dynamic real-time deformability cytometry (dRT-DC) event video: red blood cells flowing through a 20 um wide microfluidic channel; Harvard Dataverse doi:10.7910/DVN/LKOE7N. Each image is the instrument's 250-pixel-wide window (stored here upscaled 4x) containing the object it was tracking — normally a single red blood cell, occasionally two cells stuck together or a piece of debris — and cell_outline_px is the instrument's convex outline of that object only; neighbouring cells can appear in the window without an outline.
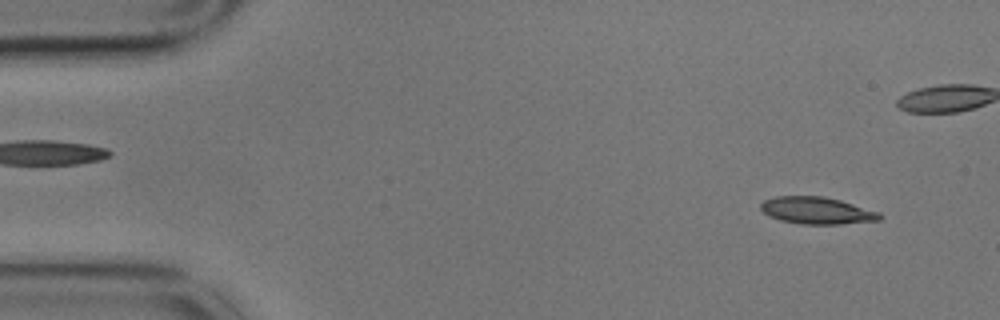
{"species": "common noctule bat (a hibernating species)", "species_latin": "Nyctalus noctula", "temperature_condition": "cold", "stored_images_in_passage": 58, "camera_frame_rate_fps": 3000, "um_per_image_px": 0.085, "animal": {"sex": "male", "body_mass_g": 17.9}, "frame": {"image": 1, "passage_image": 4, "time_ms": 1.0, "image_size_px": [1000, 320], "cell_outline_px": [[884, 216], [880, 220], [840, 224], [800, 224], [780, 220], [768, 216], [760, 208], [760, 204], [764, 200], [776, 196], [824, 196], [840, 200], [880, 212]], "centroid_in_image_um": [69.44, 17.89], "position_along_channel_um": 15.6, "area_um2": 18.84}}
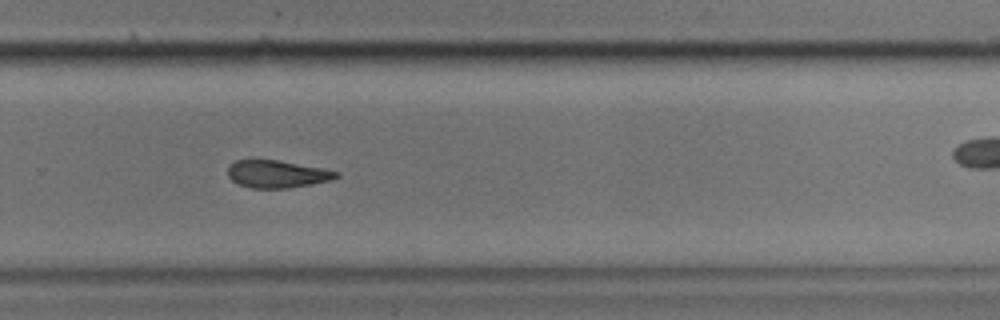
{"frame": {"image": 2, "passage_image": 38, "time_ms": 12.333, "image_size_px": [1000, 320], "cell_outline_px": [[340, 176], [332, 180], [312, 184], [288, 188], [252, 188], [240, 184], [232, 180], [228, 176], [228, 168], [236, 160], [280, 160], [324, 168], [340, 172]], "centroid_in_image_um": [23.61, 14.79], "position_along_channel_um": 306.2, "area_um2": 17.4}}
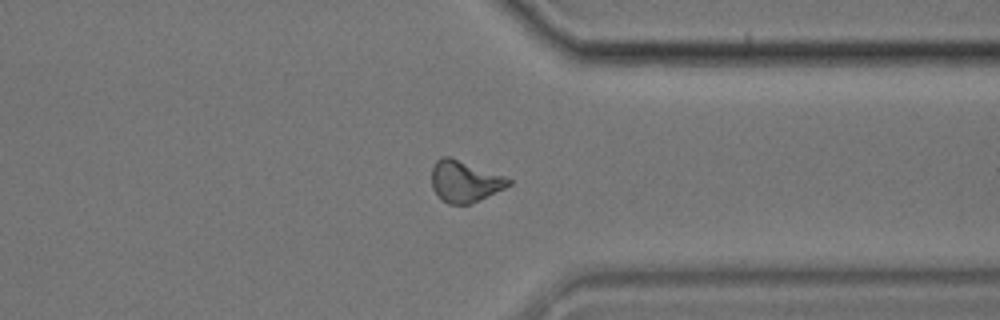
{"frame": {"image": 3, "passage_image": 44, "time_ms": 14.333, "image_size_px": [1000, 320], "cell_outline_px": [[512, 184], [480, 200], [468, 204], [448, 204], [432, 188], [432, 164], [440, 156], [452, 156], [504, 176], [512, 180]], "centroid_in_image_um": [39.49, 15.38], "position_along_channel_um": 371.9, "area_um2": 18.61}, "authors_computed_cell_mechanics": {"area_um2": 18.785, "velocity_mm_per_s": 3.4037, "shape_relaxation_time_tau1_ms": 5.1514, "shape_relaxation_time_tau2_ms": null, "deformation_change_tau1": 0.1222, "deformation_change_tau2": null}}